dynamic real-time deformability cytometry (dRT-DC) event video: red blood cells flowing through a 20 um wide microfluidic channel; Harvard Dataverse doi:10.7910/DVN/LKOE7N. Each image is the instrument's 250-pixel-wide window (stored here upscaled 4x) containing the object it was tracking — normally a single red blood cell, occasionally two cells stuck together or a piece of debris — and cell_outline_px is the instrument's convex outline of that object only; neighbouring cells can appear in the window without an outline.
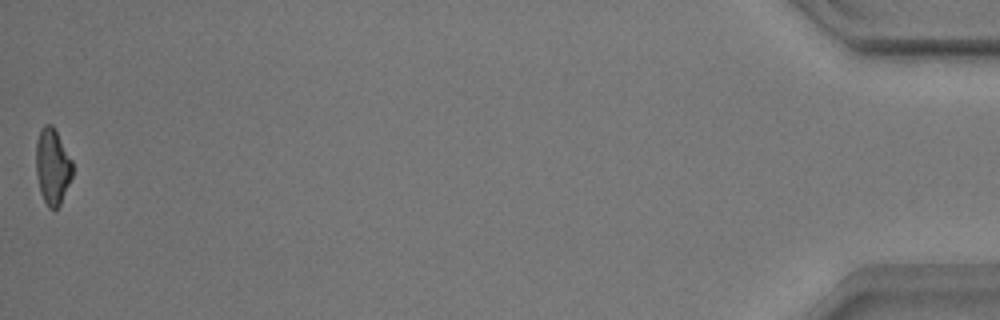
{"species": "common noctule bat (a hibernating species)", "species_latin": "Nyctalus noctula", "temperature_condition": "warm", "stored_images_in_passage": 41, "camera_frame_rate_fps": 3000, "um_per_image_px": 0.085, "animal": {"sex": "male", "body_mass_g": 17.9}, "frame": {"image": 1, "passage_image": 41, "time_ms": 13.333, "image_size_px": [1000, 320], "cell_outline_px": [[72, 176], [60, 204], [56, 208], [48, 208], [40, 192], [36, 172], [36, 140], [40, 128], [44, 124], [52, 124], [72, 160]], "centroid_in_image_um": [4.44, 14.12], "position_along_channel_um": 430.8, "area_um2": 16.07}, "authors_computed_cell_mechanics": {"area_um2": 16.762, "velocity_mm_per_s": 3.5438, "shape_relaxation_time_tau1_ms": 8.2694, "shape_relaxation_time_tau2_ms": 3.0343, "deformation_change_tau1": 0.2206, "deformation_change_tau2": 0.0908}}